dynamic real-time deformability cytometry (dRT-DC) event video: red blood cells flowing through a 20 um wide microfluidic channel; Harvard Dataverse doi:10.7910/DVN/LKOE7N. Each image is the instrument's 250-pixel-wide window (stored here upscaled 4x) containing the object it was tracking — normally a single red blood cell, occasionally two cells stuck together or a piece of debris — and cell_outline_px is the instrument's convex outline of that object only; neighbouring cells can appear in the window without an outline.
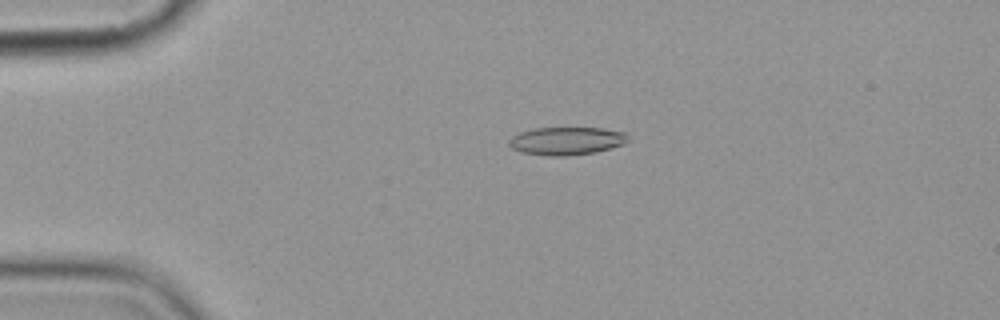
{"species": "common noctule bat (a hibernating species)", "species_latin": "Nyctalus noctula", "temperature_condition": "cold", "stored_images_in_passage": 4, "camera_frame_rate_fps": 3000, "um_per_image_px": 0.085, "animal": {"sex": "female", "body_mass_g": 19.9}, "frame": {"image": 1, "passage_image": 3, "time_ms": 3.0, "image_size_px": [1000, 320], "cell_outline_px": [[628, 140], [624, 144], [596, 152], [564, 156], [548, 156], [520, 152], [512, 148], [508, 144], [508, 140], [512, 136], [520, 132], [532, 128], [604, 128], [624, 132], [628, 136]], "centroid_in_image_um": [48.13, 11.98], "position_along_channel_um": 36.9, "area_um2": 19.48}}